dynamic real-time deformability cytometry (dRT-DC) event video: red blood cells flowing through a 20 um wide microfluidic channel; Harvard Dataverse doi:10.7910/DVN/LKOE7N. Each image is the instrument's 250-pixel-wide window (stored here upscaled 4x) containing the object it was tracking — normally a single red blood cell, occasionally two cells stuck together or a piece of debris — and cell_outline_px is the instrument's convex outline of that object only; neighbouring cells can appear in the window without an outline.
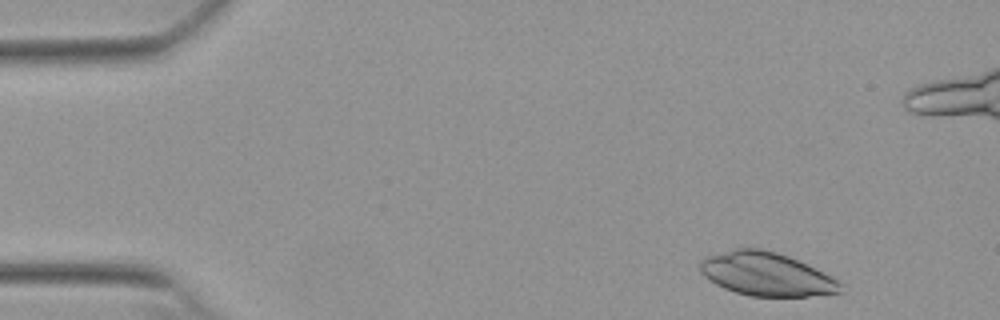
{"species": "Egyptian fruit bat (a non-hibernating species)", "species_latin": "Rousettus aegyptiacus", "temperature_condition": "warm", "stored_images_in_passage": 50, "camera_frame_rate_fps": 3000, "um_per_image_px": 0.085, "animal": {"sex": "female"}, "frame": {"image": 1, "passage_image": 2, "time_ms": 0.333, "image_size_px": [1000, 320], "cell_outline_px": [[840, 292], [808, 296], [748, 296], [724, 288], [716, 284], [704, 276], [700, 272], [700, 260], [708, 256], [736, 248], [760, 248], [776, 252], [788, 256], [836, 280], [840, 284]], "centroid_in_image_um": [65.05, 23.3], "position_along_channel_um": 19.9, "area_um2": 34.74}}
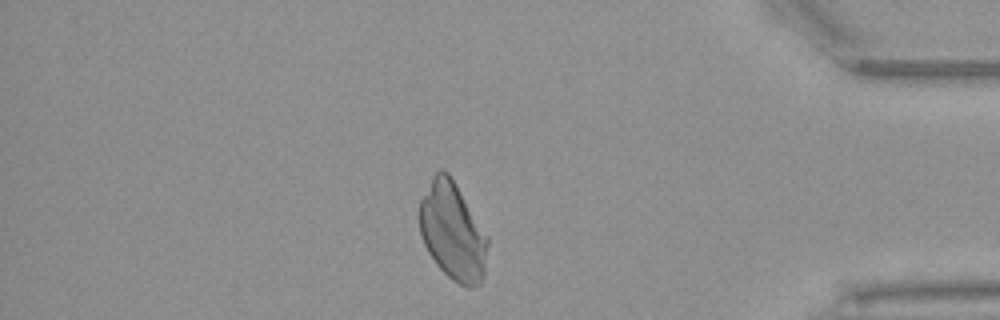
{"frame": {"image": 2, "passage_image": 42, "time_ms": 13.667, "image_size_px": [1000, 320], "cell_outline_px": [[488, 244], [484, 276], [480, 284], [472, 288], [468, 288], [452, 280], [436, 264], [428, 252], [420, 236], [420, 200], [432, 176], [440, 168], [444, 168], [448, 172], [488, 236]], "centroid_in_image_um": [38.48, 19.68], "position_along_channel_um": 396.7, "area_um2": 38.78}}